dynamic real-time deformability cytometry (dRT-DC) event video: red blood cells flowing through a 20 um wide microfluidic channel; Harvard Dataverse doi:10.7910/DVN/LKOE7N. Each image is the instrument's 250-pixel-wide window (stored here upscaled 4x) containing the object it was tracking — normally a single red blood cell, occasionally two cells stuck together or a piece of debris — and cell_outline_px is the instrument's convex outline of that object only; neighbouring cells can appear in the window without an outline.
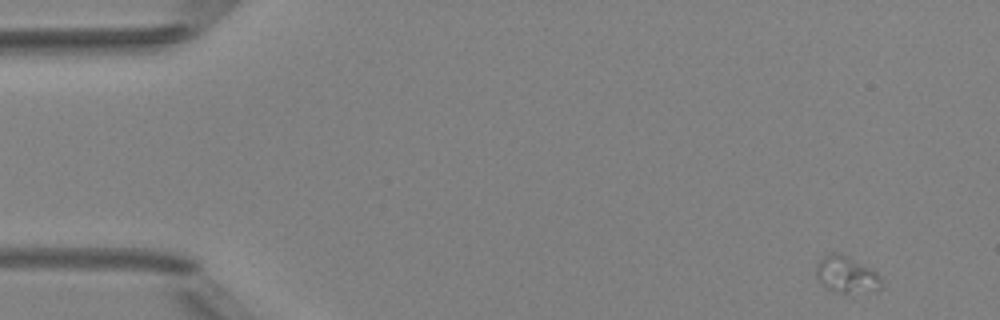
{"species": "Egyptian fruit bat (a non-hibernating species)", "species_latin": "Rousettus aegyptiacus", "temperature_condition": "room temperature", "stored_images_in_passage": 9, "camera_frame_rate_fps": 3000, "um_per_image_px": 0.085, "animal": {"sex": "female"}, "frame": {"image": 1, "passage_image": 1, "time_ms": 0.0, "image_size_px": [1000, 320], "cell_outline_px": [[884, 288], [848, 292], [832, 292], [816, 280], [816, 264], [824, 256], [832, 252], [840, 252], [848, 256], [876, 272], [880, 276]], "centroid_in_image_um": [71.9, 23.32], "position_along_channel_um": 13.1, "area_um2": 13.81}}